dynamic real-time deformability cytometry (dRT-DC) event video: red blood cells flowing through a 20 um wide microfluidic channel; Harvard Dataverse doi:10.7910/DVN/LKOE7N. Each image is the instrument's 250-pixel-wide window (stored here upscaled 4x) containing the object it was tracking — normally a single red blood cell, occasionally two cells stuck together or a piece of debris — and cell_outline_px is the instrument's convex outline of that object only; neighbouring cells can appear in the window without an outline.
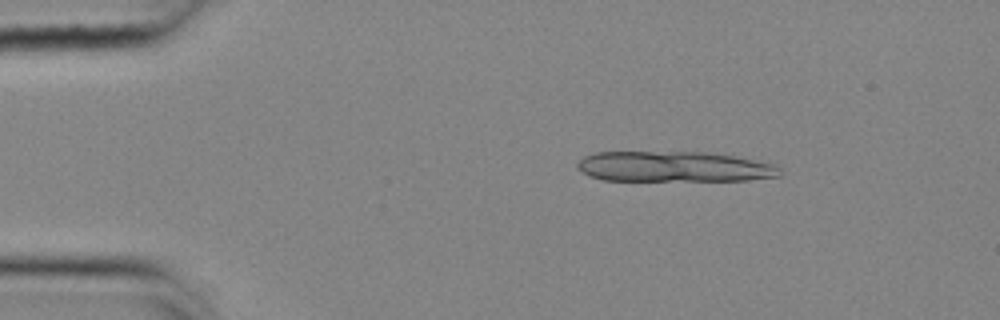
{"species": "common noctule bat (a hibernating species)", "species_latin": "Nyctalus noctula", "temperature_condition": "cold", "stored_images_in_passage": 14, "camera_frame_rate_fps": 3000, "um_per_image_px": 0.085, "animal": {"sex": "female", "body_mass_g": 25.1}, "frame": {"image": 1, "passage_image": 8, "time_ms": 2.333, "image_size_px": [1000, 320], "cell_outline_px": [[780, 176], [748, 180], [604, 180], [588, 176], [576, 168], [576, 164], [584, 156], [596, 152], [704, 152], [732, 156], [776, 164], [780, 168]], "centroid_in_image_um": [57.26, 14.17], "position_along_channel_um": 27.7, "area_um2": 35.89}}